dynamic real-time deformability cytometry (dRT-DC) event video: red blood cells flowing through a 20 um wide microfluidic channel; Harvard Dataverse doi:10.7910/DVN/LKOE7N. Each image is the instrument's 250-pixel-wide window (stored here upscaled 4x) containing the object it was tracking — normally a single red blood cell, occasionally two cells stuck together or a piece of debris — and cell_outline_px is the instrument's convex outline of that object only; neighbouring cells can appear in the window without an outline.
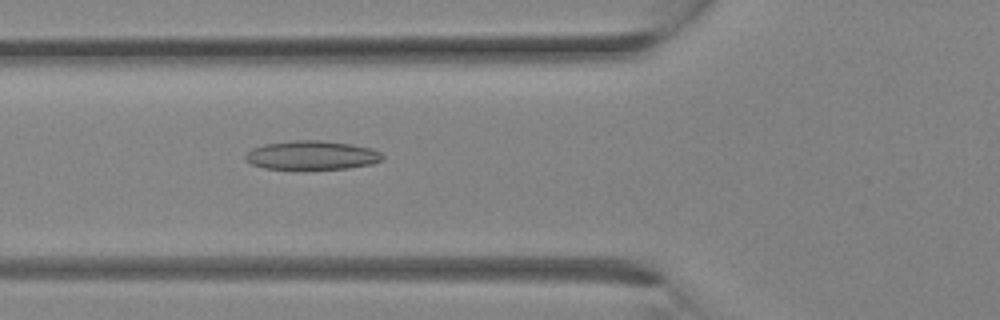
{"species": "Egyptian fruit bat (a non-hibernating species)", "species_latin": "Rousettus aegyptiacus", "temperature_condition": "room temperature", "stored_images_in_passage": 7, "camera_frame_rate_fps": 3000, "um_per_image_px": 0.085, "animal": {"sex": "female"}, "frame": {"image": 1, "passage_image": 7, "time_ms": 2.0, "image_size_px": [1000, 320], "cell_outline_px": [[384, 156], [380, 160], [372, 164], [348, 168], [264, 168], [252, 164], [244, 160], [244, 156], [252, 148], [264, 144], [292, 140], [320, 140], [348, 144], [372, 148], [380, 152]], "centroid_in_image_um": [26.48, 13.18], "position_along_channel_um": 99.3, "area_um2": 22.77}}